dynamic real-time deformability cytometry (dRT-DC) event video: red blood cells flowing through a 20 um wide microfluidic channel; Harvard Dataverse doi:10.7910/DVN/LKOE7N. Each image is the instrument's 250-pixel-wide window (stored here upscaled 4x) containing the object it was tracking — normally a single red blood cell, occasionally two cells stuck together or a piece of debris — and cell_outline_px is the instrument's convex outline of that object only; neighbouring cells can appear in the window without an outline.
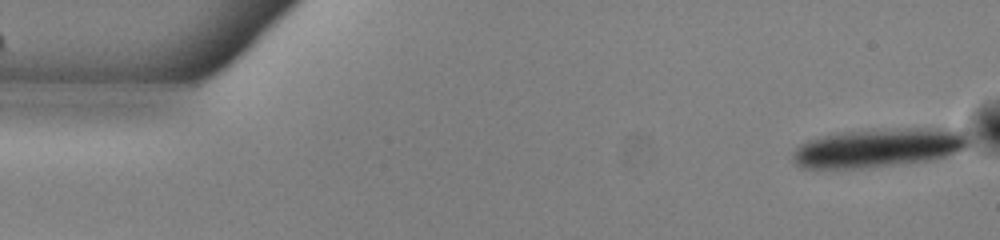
{"species": "common noctule bat (a hibernating species)", "species_latin": "Nyctalus noctula", "temperature_condition": "warm", "stored_images_in_passage": 15, "camera_frame_rate_fps": 3000, "um_per_image_px": 0.085, "animal": {"sex": "male", "body_mass_g": 13.0, "forearm_length_mm": 53.1}, "frame": {"image": 1, "passage_image": 1, "time_ms": 0.0, "image_size_px": [1000, 240], "cell_outline_px": [[968, 144], [964, 148], [956, 152], [944, 156], [928, 160], [864, 168], [800, 168], [792, 160], [792, 152], [800, 144], [808, 140], [836, 132], [908, 128], [952, 128], [964, 132], [968, 136]], "centroid_in_image_um": [74.65, 12.55], "position_along_channel_um": 10.3, "area_um2": 39.77}}